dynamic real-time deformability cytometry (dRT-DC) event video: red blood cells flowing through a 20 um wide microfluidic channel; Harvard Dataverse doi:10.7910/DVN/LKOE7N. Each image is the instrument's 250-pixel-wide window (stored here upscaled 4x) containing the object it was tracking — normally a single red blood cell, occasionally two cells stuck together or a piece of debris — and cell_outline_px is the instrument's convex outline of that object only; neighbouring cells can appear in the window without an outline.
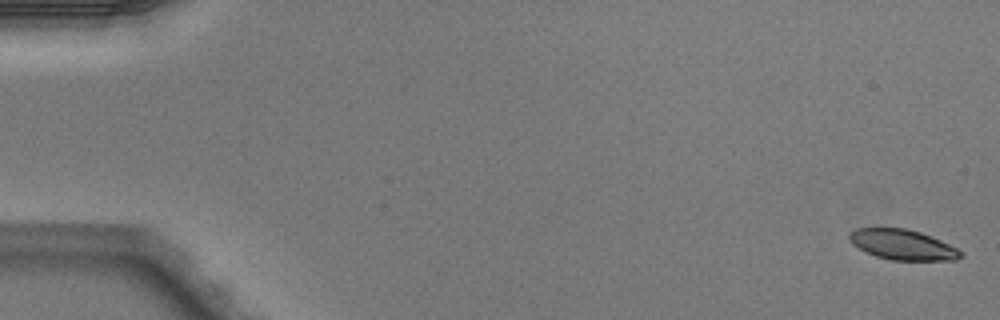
{"species": "Egyptian fruit bat (a non-hibernating species)", "species_latin": "Rousettus aegyptiacus", "temperature_condition": "warm", "stored_images_in_passage": 4, "camera_frame_rate_fps": 3000, "um_per_image_px": 0.085, "animal": {"sex": "male"}, "frame": {"image": 1, "passage_image": 1, "time_ms": 0.0, "image_size_px": [1000, 320], "cell_outline_px": [[964, 256], [956, 260], [892, 260], [876, 256], [864, 252], [852, 244], [848, 240], [848, 236], [856, 228], [904, 228], [920, 232], [940, 240], [956, 248]], "centroid_in_image_um": [76.68, 20.8], "position_along_channel_um": 8.3, "area_um2": 19.54}}